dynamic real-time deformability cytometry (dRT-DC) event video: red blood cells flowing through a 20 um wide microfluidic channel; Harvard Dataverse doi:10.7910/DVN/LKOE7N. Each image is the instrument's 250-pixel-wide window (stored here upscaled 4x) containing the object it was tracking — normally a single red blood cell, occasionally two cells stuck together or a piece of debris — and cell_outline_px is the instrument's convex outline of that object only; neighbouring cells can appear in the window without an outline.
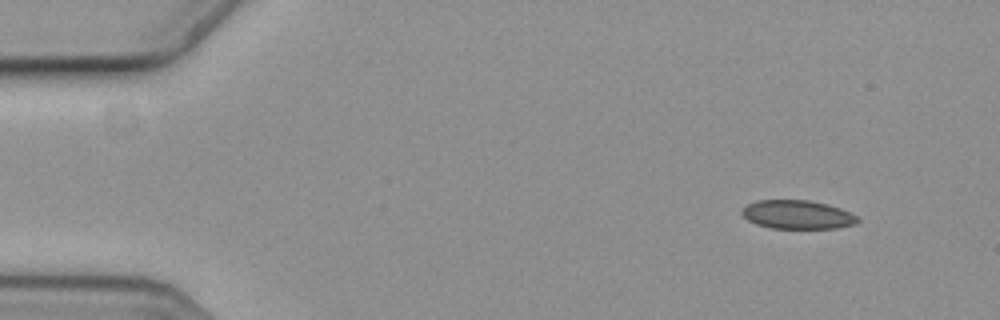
{"species": "common noctule bat (a hibernating species)", "species_latin": "Nyctalus noctula", "temperature_condition": "cold", "stored_images_in_passage": 5, "camera_frame_rate_fps": 3000, "um_per_image_px": 0.085, "animal": {"sex": "female", "body_mass_g": 19.3, "forearm_length_mm": 54.1}, "frame": {"image": 1, "passage_image": 2, "time_ms": 0.333, "image_size_px": [1000, 320], "cell_outline_px": [[860, 220], [856, 224], [836, 228], [772, 228], [756, 224], [748, 220], [740, 212], [748, 204], [756, 200], [808, 200], [840, 208], [856, 216]], "centroid_in_image_um": [67.77, 18.24], "position_along_channel_um": 17.2, "area_um2": 19.13}}